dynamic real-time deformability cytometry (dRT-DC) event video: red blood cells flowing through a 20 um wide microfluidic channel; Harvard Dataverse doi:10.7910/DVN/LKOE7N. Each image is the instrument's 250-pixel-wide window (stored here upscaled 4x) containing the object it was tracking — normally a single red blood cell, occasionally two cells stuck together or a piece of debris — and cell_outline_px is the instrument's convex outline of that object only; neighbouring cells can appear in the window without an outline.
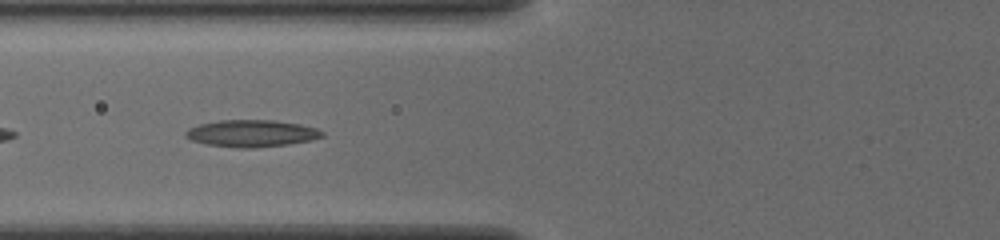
{"species": "common noctule bat (a hibernating species)", "species_latin": "Nyctalus noctula", "temperature_condition": "cold", "stored_images_in_passage": 35, "camera_frame_rate_fps": 3000, "um_per_image_px": 0.085, "animal": {"sex": "female", "body_mass_g": 19.5, "forearm_length_mm": 54.1}, "frame": {"image": 1, "passage_image": 4, "time_ms": 1.0, "image_size_px": [1000, 240], "cell_outline_px": [[324, 136], [312, 140], [288, 144], [256, 148], [236, 148], [204, 144], [192, 140], [184, 136], [184, 132], [188, 128], [200, 124], [220, 120], [272, 120], [300, 124], [316, 128], [324, 132]], "centroid_in_image_um": [21.37, 11.34], "position_along_channel_um": 104.4, "area_um2": 21.62}}
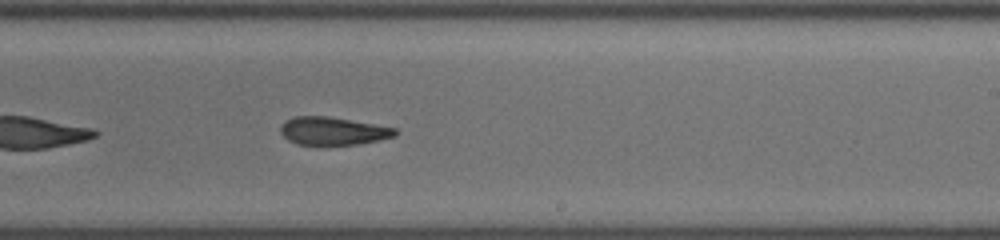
{"frame": {"image": 2, "passage_image": 16, "time_ms": 5.0, "image_size_px": [1000, 240], "cell_outline_px": [[400, 132], [396, 136], [356, 144], [324, 148], [320, 148], [296, 144], [288, 140], [280, 132], [280, 124], [284, 120], [296, 116], [328, 116], [396, 128]], "centroid_in_image_um": [28.24, 11.18], "position_along_channel_um": 260.8, "area_um2": 19.48}}
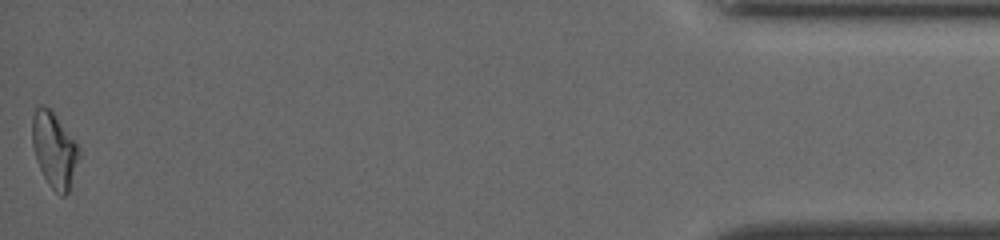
{"frame": {"image": 3, "passage_image": 35, "time_ms": 11.333, "image_size_px": [1000, 240], "cell_outline_px": [[80, 156], [68, 192], [64, 196], [60, 196], [48, 184], [36, 160], [32, 144], [32, 116], [36, 108], [40, 104], [52, 108], [80, 148]], "centroid_in_image_um": [4.61, 12.69], "position_along_channel_um": 430.6, "area_um2": 20.75}, "authors_computed_cell_mechanics": {"area_um2": 19.5942, "velocity_mm_per_s": 3.9084, "shape_relaxation_time_tau1_ms": 9.835, "shape_relaxation_time_tau2_ms": 5.5076, "deformation_change_tau1": 0.214, "deformation_change_tau2": 0.145}}